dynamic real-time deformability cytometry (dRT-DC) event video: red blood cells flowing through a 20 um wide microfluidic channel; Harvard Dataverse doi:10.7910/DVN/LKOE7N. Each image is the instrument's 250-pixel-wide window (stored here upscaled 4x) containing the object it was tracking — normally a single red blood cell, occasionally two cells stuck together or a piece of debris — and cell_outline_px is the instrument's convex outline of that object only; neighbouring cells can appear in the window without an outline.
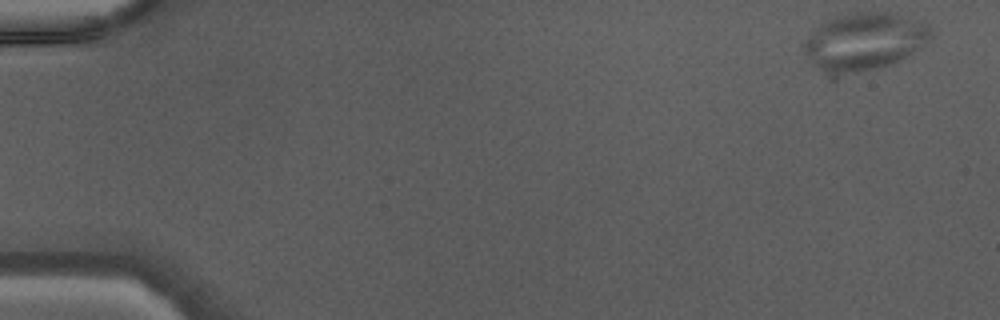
{"species": "Egyptian fruit bat (a non-hibernating species)", "species_latin": "Rousettus aegyptiacus", "temperature_condition": "warm", "stored_images_in_passage": 45, "camera_frame_rate_fps": 3000, "um_per_image_px": 0.085, "animal": {"sex": "male"}, "frame": {"image": 1, "passage_image": 1, "time_ms": 0.0, "image_size_px": [1000, 320], "cell_outline_px": [[936, 36], [920, 48], [888, 64], [860, 72], [852, 72], [820, 68], [812, 64], [804, 52], [804, 44], [812, 32], [816, 28], [828, 20], [840, 16], [860, 12], [888, 12], [920, 20], [928, 24], [932, 28]], "centroid_in_image_um": [73.56, 3.47], "position_along_channel_um": 11.4, "area_um2": 41.27}}
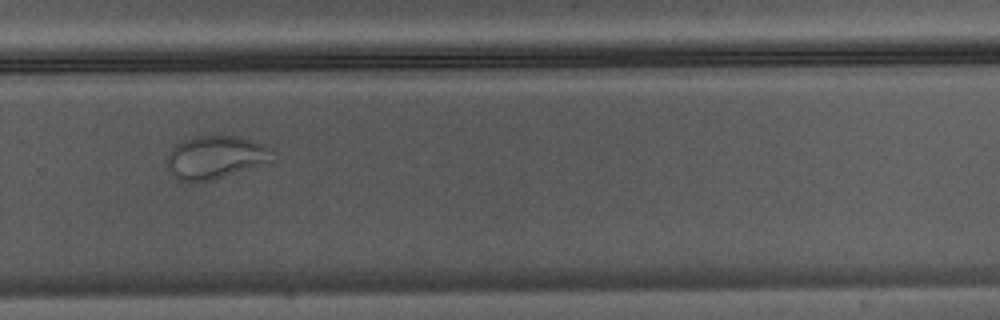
{"frame": {"image": 2, "passage_image": 31, "time_ms": 10.0, "image_size_px": [1000, 320], "cell_outline_px": [[276, 160], [268, 164], [212, 180], [180, 180], [168, 168], [168, 152], [176, 144], [184, 140], [196, 136], [240, 136], [264, 144], [272, 148]], "centroid_in_image_um": [18.43, 13.35], "position_along_channel_um": 311.4, "area_um2": 26.53}}
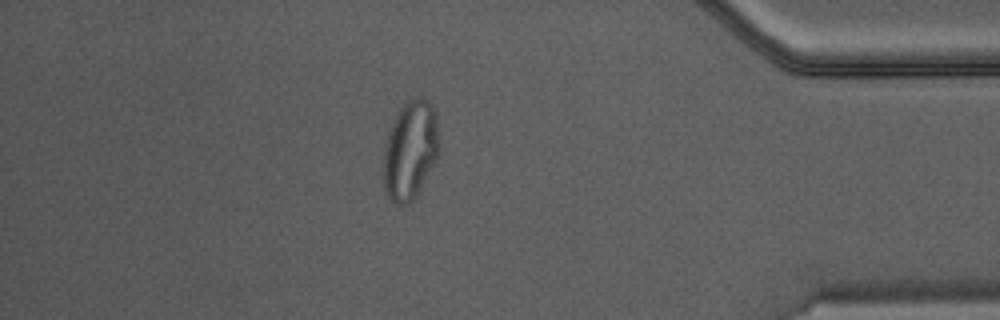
{"frame": {"image": 3, "passage_image": 39, "time_ms": 12.667, "image_size_px": [1000, 320], "cell_outline_px": [[440, 152], [420, 192], [408, 204], [396, 204], [392, 200], [384, 184], [384, 148], [388, 132], [400, 108], [408, 100], [420, 92], [432, 104], [436, 112], [440, 144]], "centroid_in_image_um": [34.93, 12.7], "position_along_channel_um": 400.3, "area_um2": 32.54}}